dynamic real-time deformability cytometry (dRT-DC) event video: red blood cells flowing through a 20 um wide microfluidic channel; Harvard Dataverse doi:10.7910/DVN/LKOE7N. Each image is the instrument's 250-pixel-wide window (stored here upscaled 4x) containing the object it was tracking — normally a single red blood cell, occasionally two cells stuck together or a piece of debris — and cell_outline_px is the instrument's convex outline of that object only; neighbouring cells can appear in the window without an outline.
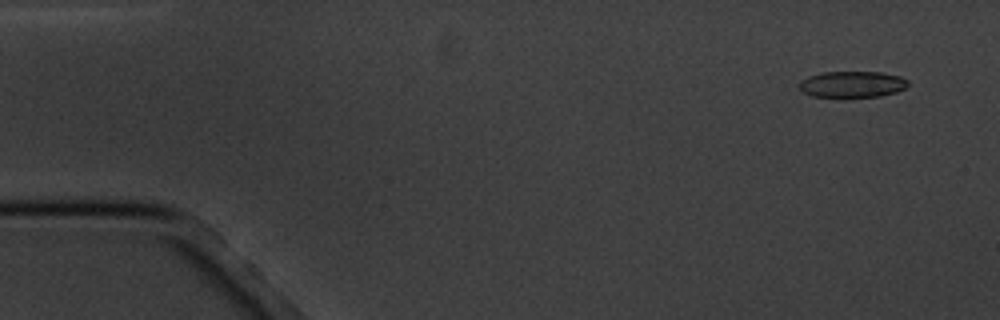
{"species": "common noctule bat (a hibernating species)", "species_latin": "Nyctalus noctula", "temperature_condition": "cold", "stored_images_in_passage": 3, "camera_frame_rate_fps": 3000, "um_per_image_px": 0.085, "animal": {"sex": "male", "body_mass_g": 20.1, "forearm_length_mm": 53.5}, "frame": {"image": 1, "passage_image": 2, "time_ms": 1.0, "image_size_px": [1000, 320], "cell_outline_px": [[908, 84], [904, 88], [896, 92], [880, 96], [812, 96], [804, 92], [800, 88], [800, 80], [808, 76], [820, 72], [880, 72], [900, 76], [908, 80]], "centroid_in_image_um": [72.44, 7.14], "position_along_channel_um": 12.6, "area_um2": 16.42}}